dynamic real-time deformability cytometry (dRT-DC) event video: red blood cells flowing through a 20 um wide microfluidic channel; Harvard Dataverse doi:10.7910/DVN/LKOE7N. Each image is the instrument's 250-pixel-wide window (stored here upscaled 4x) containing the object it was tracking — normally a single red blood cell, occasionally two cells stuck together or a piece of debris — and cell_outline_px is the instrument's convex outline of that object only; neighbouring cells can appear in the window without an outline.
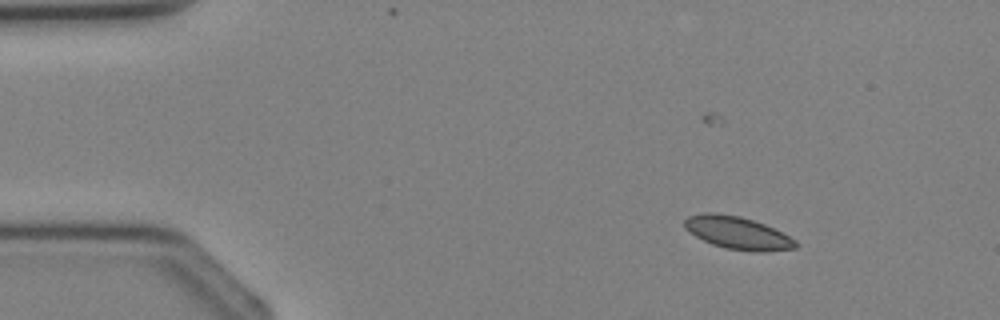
{"species": "Egyptian fruit bat (a non-hibernating species)", "species_latin": "Rousettus aegyptiacus", "temperature_condition": "cold", "stored_images_in_passage": 4, "camera_frame_rate_fps": 3000, "um_per_image_px": 0.085, "animal": {"sex": "female"}, "frame": {"image": 1, "passage_image": 2, "time_ms": 2.0, "image_size_px": [1000, 320], "cell_outline_px": [[800, 244], [796, 248], [764, 252], [752, 252], [724, 248], [712, 244], [696, 236], [684, 228], [684, 220], [688, 216], [704, 212], [716, 212], [740, 216], [764, 224], [796, 240]], "centroid_in_image_um": [62.69, 19.8], "position_along_channel_um": 22.3, "area_um2": 21.21}}
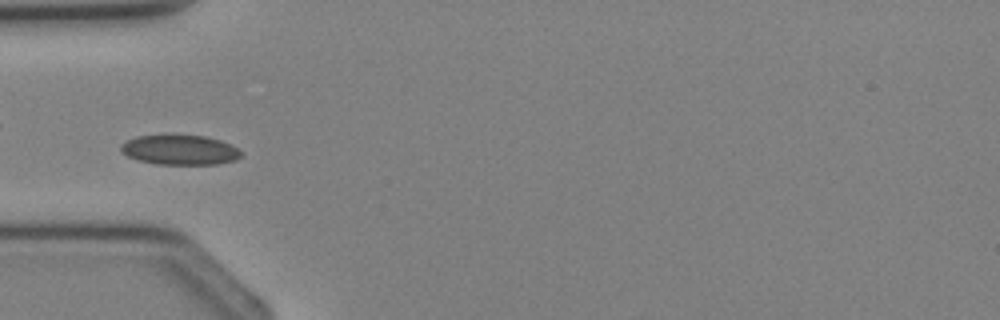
{"frame": {"image": 2, "passage_image": 4, "time_ms": 4.333, "image_size_px": [1000, 320], "cell_outline_px": [[244, 152], [236, 160], [216, 164], [156, 164], [140, 160], [128, 156], [120, 152], [120, 144], [136, 136], [168, 132], [172, 132], [204, 136], [220, 140], [232, 144]], "centroid_in_image_um": [15.28, 12.69], "position_along_channel_um": 69.7, "area_um2": 21.79}}